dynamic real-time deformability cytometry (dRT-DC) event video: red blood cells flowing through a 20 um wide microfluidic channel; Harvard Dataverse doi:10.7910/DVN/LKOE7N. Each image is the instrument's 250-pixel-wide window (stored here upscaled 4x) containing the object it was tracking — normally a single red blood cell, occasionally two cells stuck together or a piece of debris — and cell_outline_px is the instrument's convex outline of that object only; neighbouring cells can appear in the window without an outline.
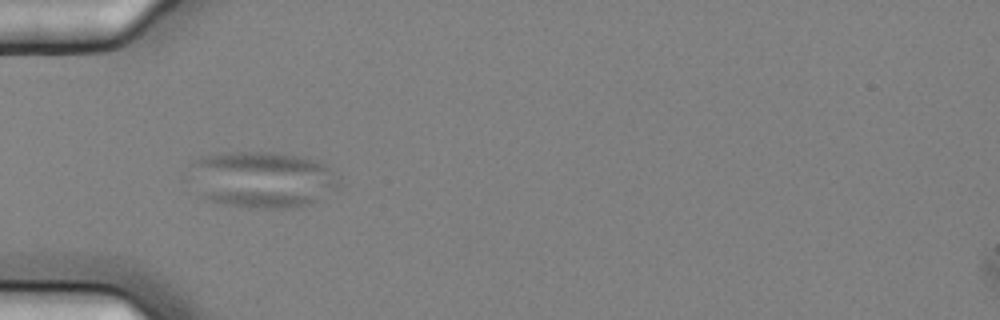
{"species": "common noctule bat (a hibernating species)", "species_latin": "Nyctalus noctula", "temperature_condition": "cold", "stored_images_in_passage": 5, "camera_frame_rate_fps": 3000, "um_per_image_px": 0.085, "animal": {"sex": "female", "body_mass_g": 25.1}, "frame": {"image": 1, "passage_image": 4, "time_ms": 1.0, "image_size_px": [1000, 320], "cell_outline_px": [[340, 184], [320, 200], [308, 204], [284, 208], [264, 208], [224, 204], [208, 200], [200, 196], [192, 168], [192, 164], [200, 156], [224, 152], [272, 152], [300, 156], [316, 160], [340, 172]], "centroid_in_image_um": [22.37, 15.24], "position_along_channel_um": 62.6, "area_um2": 49.01}}
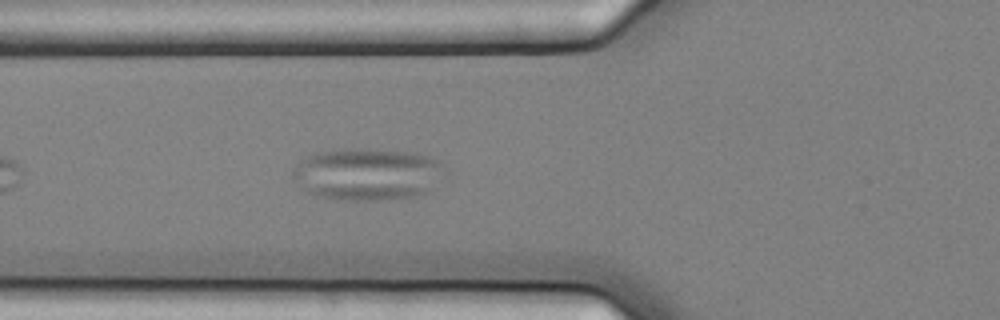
{"frame": {"image": 2, "passage_image": 5, "time_ms": 1.333, "image_size_px": [1000, 320], "cell_outline_px": [[436, 164], [432, 192], [416, 196], [380, 200], [336, 200], [316, 196], [300, 188], [292, 176], [292, 168], [308, 156], [316, 152], [344, 148], [416, 152], [436, 160]], "centroid_in_image_um": [31.06, 14.82], "position_along_channel_um": 94.7, "area_um2": 45.43}}